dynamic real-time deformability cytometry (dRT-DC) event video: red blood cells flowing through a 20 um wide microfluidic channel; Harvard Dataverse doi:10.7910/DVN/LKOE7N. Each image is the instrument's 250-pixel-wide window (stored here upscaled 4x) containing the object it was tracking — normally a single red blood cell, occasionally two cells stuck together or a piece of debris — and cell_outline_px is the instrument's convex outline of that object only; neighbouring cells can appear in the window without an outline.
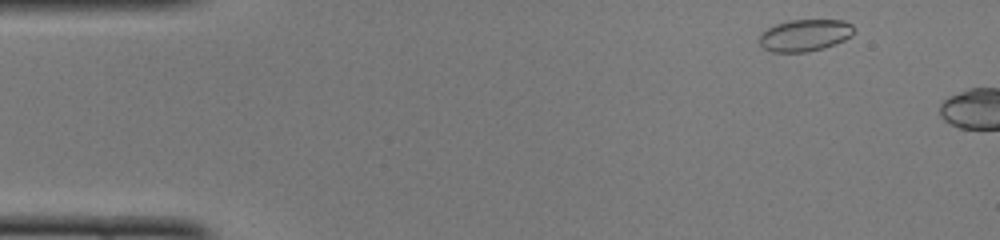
{"species": "common noctule bat (a hibernating species)", "species_latin": "Nyctalus noctula", "temperature_condition": "cold", "stored_images_in_passage": 5, "camera_frame_rate_fps": 3000, "um_per_image_px": 0.085, "animal": {"sex": "female", "body_mass_g": 22.0, "forearm_length_mm": 56.7}, "frame": {"image": 1, "passage_image": 2, "time_ms": 0.333, "image_size_px": [1000, 240], "cell_outline_px": [[856, 28], [852, 36], [844, 40], [824, 48], [808, 52], [772, 52], [764, 48], [760, 44], [760, 32], [776, 24], [788, 20], [844, 20], [852, 24]], "centroid_in_image_um": [68.44, 2.99], "position_along_channel_um": 16.6, "area_um2": 17.74}}